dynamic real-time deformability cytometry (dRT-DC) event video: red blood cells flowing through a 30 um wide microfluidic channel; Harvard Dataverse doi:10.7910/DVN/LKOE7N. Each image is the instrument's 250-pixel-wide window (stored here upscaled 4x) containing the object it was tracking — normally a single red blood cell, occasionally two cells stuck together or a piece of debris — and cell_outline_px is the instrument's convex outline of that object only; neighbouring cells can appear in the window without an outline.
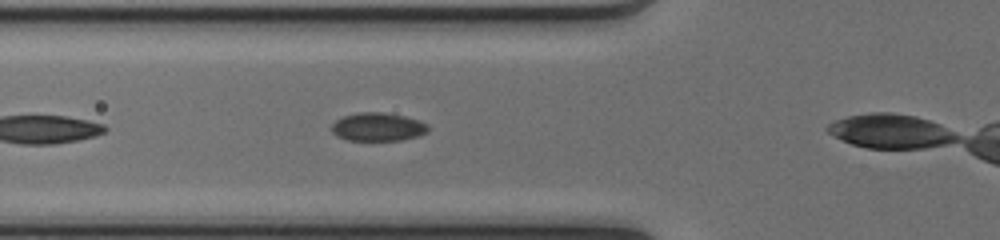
{"species": "common noctule bat (a hibernating species)", "species_latin": "Nyctalus noctula", "temperature_condition": "cold", "stored_images_in_passage": 3, "camera_frame_rate_fps": 3000, "um_per_image_px": 0.085, "animal": {"sex": "female", "body_mass_g": 17.0, "forearm_length_mm": 48.0}, "frame": {"image": 1, "passage_image": 2, "time_ms": 0.333, "image_size_px": [1000, 240], "cell_outline_px": [[428, 132], [420, 136], [400, 140], [348, 140], [336, 136], [332, 132], [332, 124], [336, 120], [344, 116], [356, 112], [384, 112], [404, 116], [420, 120], [428, 124]], "centroid_in_image_um": [32.14, 10.78], "position_along_channel_um": 93.7, "area_um2": 16.07}}